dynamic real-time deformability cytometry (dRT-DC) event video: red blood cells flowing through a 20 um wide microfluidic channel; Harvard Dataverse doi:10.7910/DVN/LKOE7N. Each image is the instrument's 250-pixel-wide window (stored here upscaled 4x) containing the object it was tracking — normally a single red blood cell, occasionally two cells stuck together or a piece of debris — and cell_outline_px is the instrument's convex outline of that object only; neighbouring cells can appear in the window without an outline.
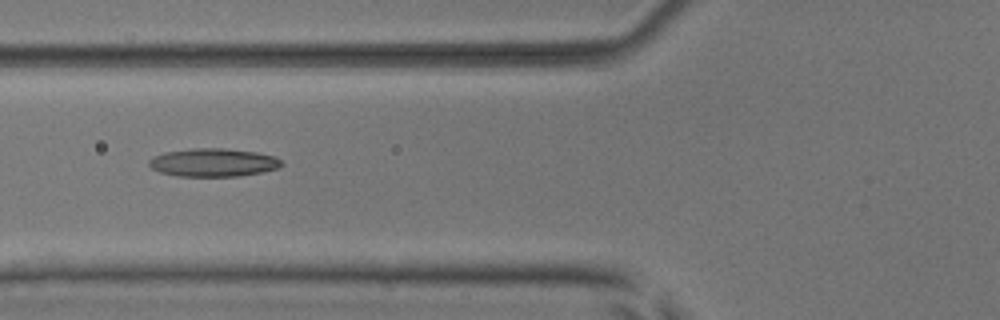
{"species": "common noctule bat (a hibernating species)", "species_latin": "Nyctalus noctula", "temperature_condition": "room temperature", "stored_images_in_passage": 7, "camera_frame_rate_fps": 3000, "um_per_image_px": 0.085, "animal": {"sex": "male", "body_mass_g": 17.9, "forearm_length_mm": 54.2}, "frame": {"image": 1, "passage_image": 6, "time_ms": 6.0, "image_size_px": [1000, 320], "cell_outline_px": [[284, 164], [280, 168], [240, 176], [176, 176], [160, 172], [152, 168], [148, 164], [148, 160], [152, 156], [164, 152], [192, 148], [224, 148], [256, 152], [276, 156]], "centroid_in_image_um": [18.12, 13.81], "position_along_channel_um": 107.7, "area_um2": 21.96}}
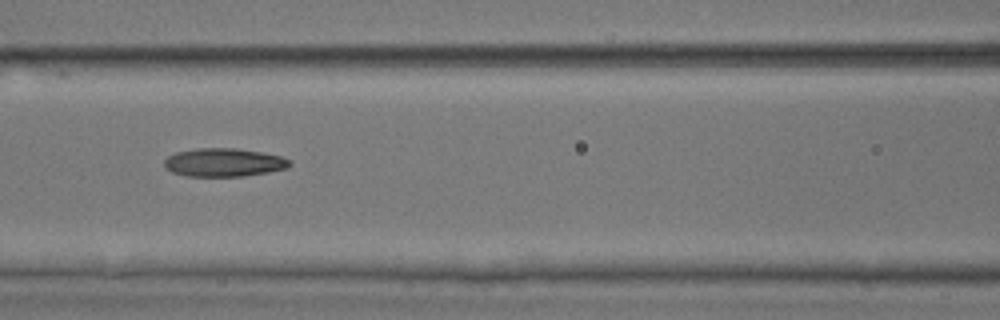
{"frame": {"image": 2, "passage_image": 7, "time_ms": 7.0, "image_size_px": [1000, 320], "cell_outline_px": [[292, 164], [288, 168], [268, 172], [244, 176], [188, 176], [172, 172], [164, 168], [164, 160], [168, 156], [176, 152], [196, 148], [236, 148], [260, 152], [280, 156], [292, 160]], "centroid_in_image_um": [19.03, 13.8], "position_along_channel_um": 147.6, "area_um2": 20.81}}